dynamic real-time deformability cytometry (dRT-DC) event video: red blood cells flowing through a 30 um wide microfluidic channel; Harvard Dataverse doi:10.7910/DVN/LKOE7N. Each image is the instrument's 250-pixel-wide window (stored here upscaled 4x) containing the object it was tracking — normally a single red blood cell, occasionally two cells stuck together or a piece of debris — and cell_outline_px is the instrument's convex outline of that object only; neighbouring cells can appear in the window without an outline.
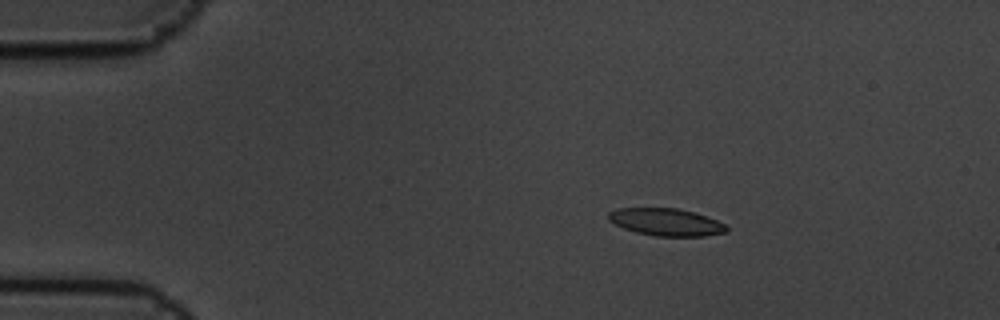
{"species": "common noctule bat (a hibernating species)", "species_latin": "Nyctalus noctula", "temperature_condition": "cold", "stored_images_in_passage": 5, "camera_frame_rate_fps": 3000, "um_per_image_px": 0.085, "animal": {"sex": "male", "body_mass_g": 19.5, "forearm_length_mm": 54.6}, "frame": {"image": 1, "passage_image": 3, "time_ms": 0.667, "image_size_px": [1000, 320], "cell_outline_px": [[728, 232], [704, 236], [656, 236], [636, 232], [624, 228], [608, 220], [608, 212], [616, 208], [676, 208], [696, 212], [716, 220], [724, 224], [728, 228]], "centroid_in_image_um": [56.62, 18.87], "position_along_channel_um": 28.4, "area_um2": 18.84}}